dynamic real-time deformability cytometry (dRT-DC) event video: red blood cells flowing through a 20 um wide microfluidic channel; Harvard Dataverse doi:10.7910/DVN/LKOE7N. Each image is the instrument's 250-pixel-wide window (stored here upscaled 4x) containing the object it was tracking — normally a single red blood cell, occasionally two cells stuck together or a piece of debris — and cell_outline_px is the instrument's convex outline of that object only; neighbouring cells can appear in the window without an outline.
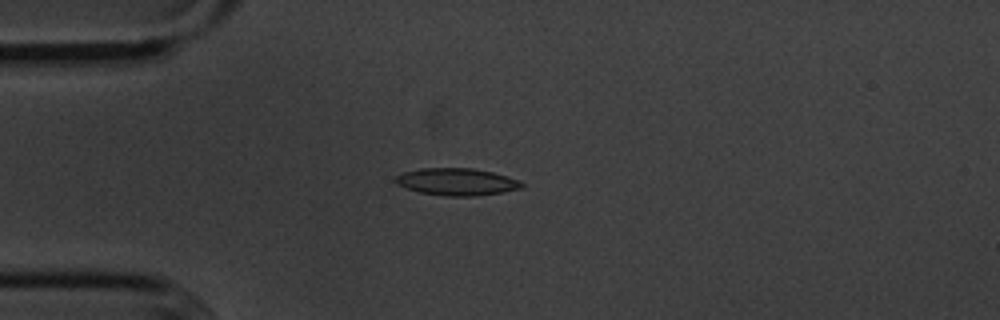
{"species": "common noctule bat (a hibernating species)", "species_latin": "Nyctalus noctula", "temperature_condition": "cold", "stored_images_in_passage": 3, "camera_frame_rate_fps": 3000, "um_per_image_px": 0.085, "animal": {"sex": "male", "body_mass_g": 20.1, "forearm_length_mm": 53.5}, "frame": {"image": 1, "passage_image": 1, "time_ms": 0.0, "image_size_px": [1000, 320], "cell_outline_px": [[524, 184], [520, 188], [500, 192], [476, 196], [444, 196], [420, 192], [396, 184], [392, 180], [396, 176], [404, 172], [420, 168], [472, 168], [492, 172], [516, 180]], "centroid_in_image_um": [38.75, 15.45], "position_along_channel_um": 46.3, "area_um2": 19.71}}
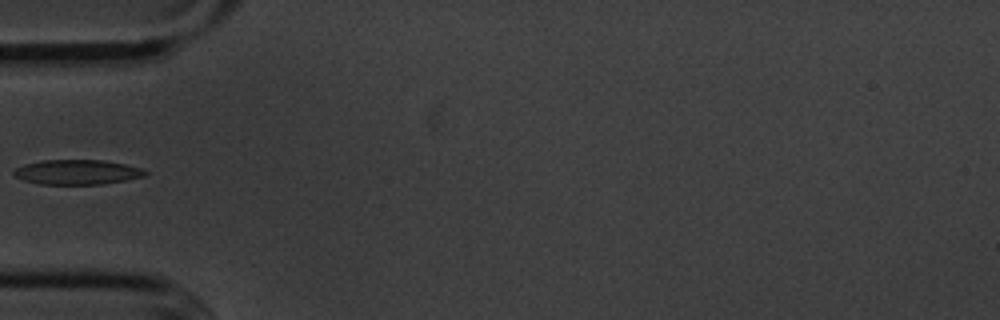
{"frame": {"image": 2, "passage_image": 2, "time_ms": 1.333, "image_size_px": [1000, 320], "cell_outline_px": [[148, 172], [144, 176], [128, 180], [104, 184], [40, 184], [24, 180], [16, 176], [12, 172], [16, 168], [24, 164], [40, 160], [104, 160], [124, 164], [140, 168]], "centroid_in_image_um": [6.56, 14.63], "position_along_channel_um": 78.4, "area_um2": 18.96}}
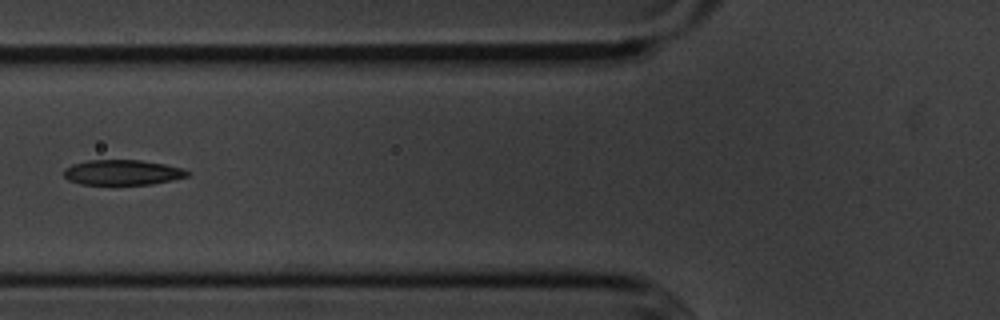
{"frame": {"image": 3, "passage_image": 3, "time_ms": 2.333, "image_size_px": [1000, 320], "cell_outline_px": [[192, 172], [188, 176], [172, 180], [152, 184], [80, 184], [68, 180], [64, 176], [64, 168], [72, 164], [88, 160], [140, 160], [164, 164], [180, 168]], "centroid_in_image_um": [10.39, 14.65], "position_along_channel_um": 115.4, "area_um2": 18.09}}